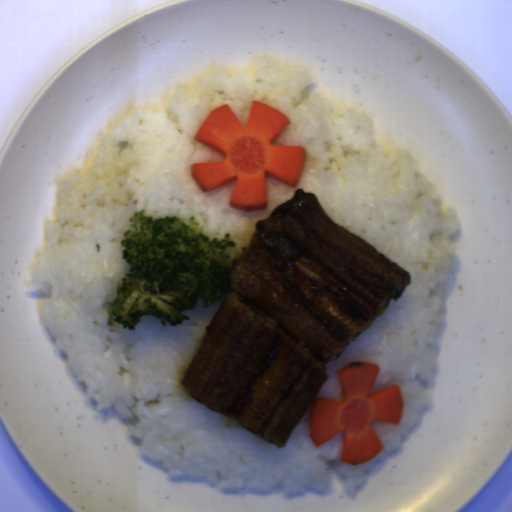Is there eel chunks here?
I'll use <instances>...</instances> for the list:
<instances>
[{"label":"eel chunks","mask_w":512,"mask_h":512,"mask_svg":"<svg viewBox=\"0 0 512 512\" xmlns=\"http://www.w3.org/2000/svg\"><path fill=\"white\" fill-rule=\"evenodd\" d=\"M411 273L332 222L298 188L227 270V286L180 382L211 411L276 448L328 378L326 365L369 330Z\"/></svg>","instance_id":"obj_1"}]
</instances>
